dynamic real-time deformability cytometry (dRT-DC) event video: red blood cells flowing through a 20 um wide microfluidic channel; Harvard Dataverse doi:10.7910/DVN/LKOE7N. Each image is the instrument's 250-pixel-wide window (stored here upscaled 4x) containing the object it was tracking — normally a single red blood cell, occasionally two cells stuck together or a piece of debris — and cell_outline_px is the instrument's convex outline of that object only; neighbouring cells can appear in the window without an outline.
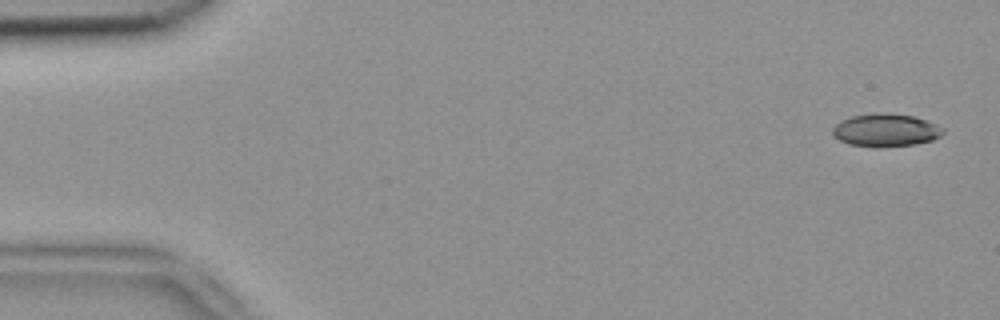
{"species": "common noctule bat (a hibernating species)", "species_latin": "Nyctalus noctula", "temperature_condition": "room temperature", "stored_images_in_passage": 5, "camera_frame_rate_fps": 3000, "um_per_image_px": 0.085, "animal": {"sex": "female", "body_mass_g": 18.4}, "frame": {"image": 1, "passage_image": 1, "time_ms": 0.0, "image_size_px": [1000, 320], "cell_outline_px": [[944, 132], [940, 136], [932, 140], [912, 144], [880, 148], [848, 144], [832, 136], [832, 128], [840, 120], [852, 116], [880, 112], [912, 116], [928, 120], [944, 128]], "centroid_in_image_um": [75.26, 11.07], "position_along_channel_um": 9.7, "area_um2": 21.27}}
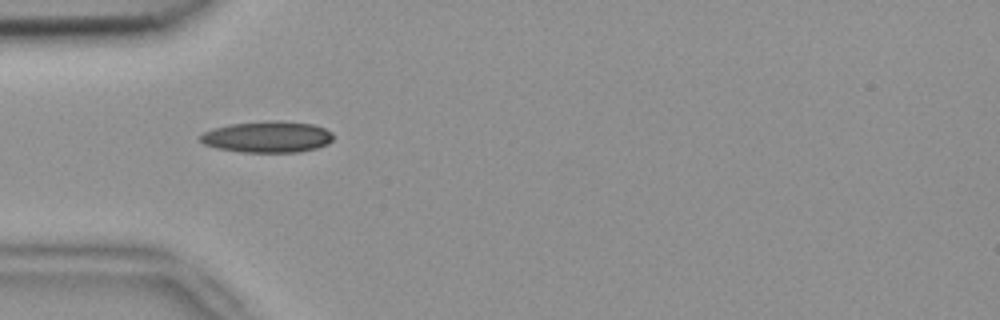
{"frame": {"image": 2, "passage_image": 5, "time_ms": 1.333, "image_size_px": [1000, 320], "cell_outline_px": [[332, 140], [328, 144], [316, 148], [296, 152], [240, 152], [216, 148], [204, 144], [200, 140], [200, 136], [204, 132], [212, 128], [228, 124], [264, 120], [276, 120], [312, 124], [324, 128], [332, 132]], "centroid_in_image_um": [22.7, 11.62], "position_along_channel_um": 62.3, "area_um2": 24.45}}